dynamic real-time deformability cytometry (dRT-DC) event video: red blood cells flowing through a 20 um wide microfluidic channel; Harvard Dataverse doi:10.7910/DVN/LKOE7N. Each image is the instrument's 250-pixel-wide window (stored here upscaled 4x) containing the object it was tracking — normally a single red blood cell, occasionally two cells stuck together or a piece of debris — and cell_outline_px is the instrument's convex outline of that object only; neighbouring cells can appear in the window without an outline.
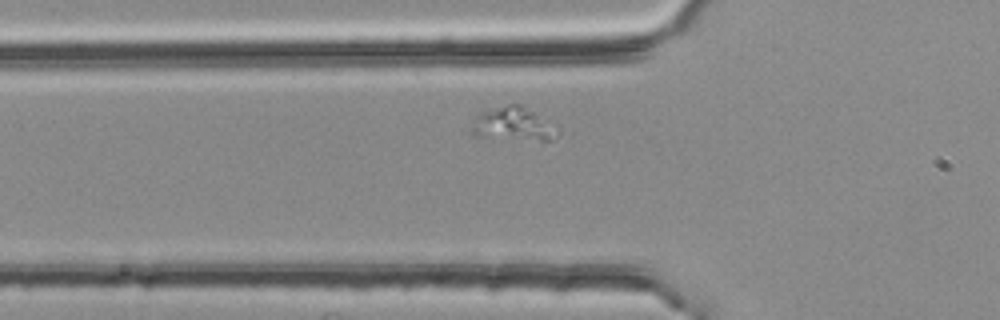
{"species": "common noctule bat (a hibernating species)", "species_latin": "Nyctalus noctula", "temperature_condition": "room temperature", "stored_images_in_passage": 5, "camera_frame_rate_fps": 3000, "um_per_image_px": 0.085, "animal": {"sex": "female", "body_mass_g": 25.1}, "frame": {"image": 1, "passage_image": 5, "time_ms": 1.333, "image_size_px": [1000, 320], "cell_outline_px": [[560, 132], [552, 140], [492, 140], [472, 136], [472, 120], [480, 112], [508, 104], [524, 104], [560, 128]], "centroid_in_image_um": [43.63, 10.58], "position_along_channel_um": 82.2, "area_um2": 17.74}}